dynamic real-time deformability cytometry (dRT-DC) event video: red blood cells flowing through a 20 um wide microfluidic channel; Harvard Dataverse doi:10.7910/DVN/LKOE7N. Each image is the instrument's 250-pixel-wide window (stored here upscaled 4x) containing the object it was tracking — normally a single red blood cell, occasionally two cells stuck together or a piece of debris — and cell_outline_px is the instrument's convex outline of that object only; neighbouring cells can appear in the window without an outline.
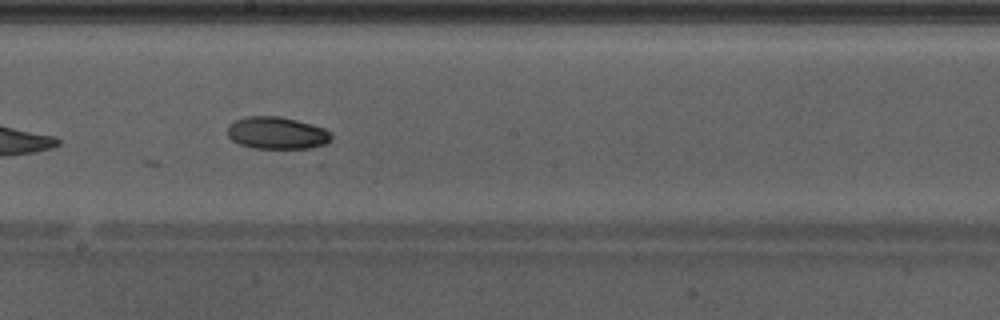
{"species": "Egyptian fruit bat (a non-hibernating species)", "species_latin": "Rousettus aegyptiacus", "temperature_condition": "warm", "stored_images_in_passage": 16, "camera_frame_rate_fps": 3000, "um_per_image_px": 0.085, "animal": {"sex": "male"}, "frame": {"image": 1, "passage_image": 13, "time_ms": 4.0, "image_size_px": [1000, 320], "cell_outline_px": [[332, 136], [324, 144], [312, 148], [252, 148], [240, 144], [232, 140], [228, 136], [228, 124], [244, 116], [280, 116], [312, 124], [324, 128], [332, 132]], "centroid_in_image_um": [23.52, 11.29], "position_along_channel_um": 224.7, "area_um2": 19.54}}